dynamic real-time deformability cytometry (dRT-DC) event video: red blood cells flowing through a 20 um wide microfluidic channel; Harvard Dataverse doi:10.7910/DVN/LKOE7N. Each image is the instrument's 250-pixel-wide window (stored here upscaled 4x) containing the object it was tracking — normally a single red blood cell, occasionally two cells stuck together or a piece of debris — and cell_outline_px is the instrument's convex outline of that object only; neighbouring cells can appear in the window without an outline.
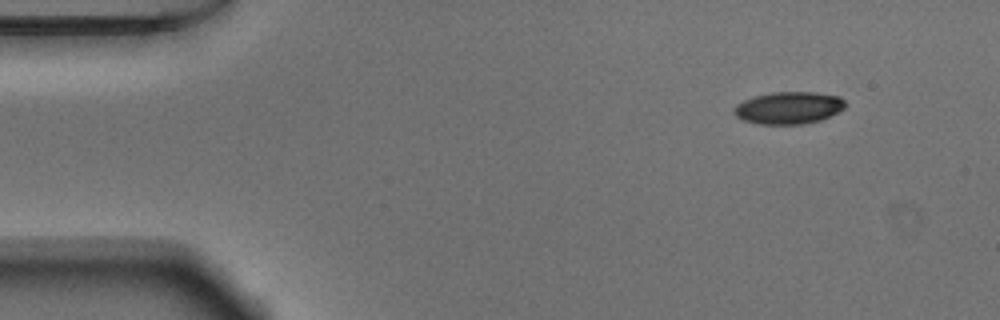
{"species": "Egyptian fruit bat (a non-hibernating species)", "species_latin": "Rousettus aegyptiacus", "temperature_condition": "warm", "stored_images_in_passage": 48, "camera_frame_rate_fps": 3000, "um_per_image_px": 0.085, "animal": {"sex": "male"}, "frame": {"image": 1, "passage_image": 1, "time_ms": 0.0, "image_size_px": [1000, 320], "cell_outline_px": [[844, 108], [820, 120], [804, 124], [756, 124], [744, 120], [736, 116], [736, 104], [752, 96], [772, 92], [812, 92], [840, 96], [844, 100]], "centroid_in_image_um": [67.02, 9.16], "position_along_channel_um": 18.0, "area_um2": 20.69}}
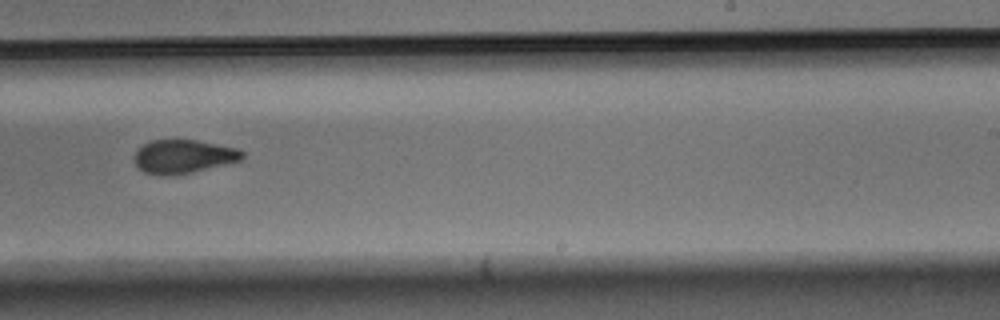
{"frame": {"image": 2, "passage_image": 28, "time_ms": 9.0, "image_size_px": [1000, 320], "cell_outline_px": [[244, 156], [240, 160], [192, 172], [164, 176], [160, 176], [144, 172], [136, 168], [132, 156], [136, 148], [152, 140], [196, 140], [236, 148], [244, 152]], "centroid_in_image_um": [15.49, 13.3], "position_along_channel_um": 273.5, "area_um2": 21.21}}
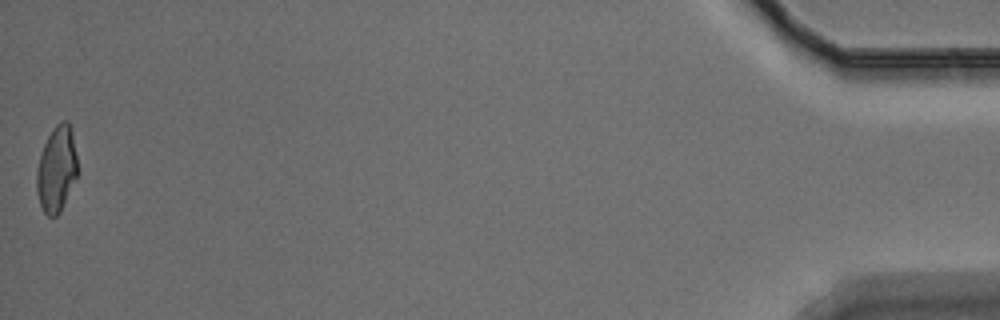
{"frame": {"image": 3, "passage_image": 48, "time_ms": 15.667, "image_size_px": [1000, 320], "cell_outline_px": [[80, 172], [60, 212], [56, 216], [48, 216], [44, 212], [40, 204], [36, 192], [36, 172], [40, 156], [44, 144], [48, 136], [56, 124], [64, 120], [68, 120], [72, 128]], "centroid_in_image_um": [4.85, 14.36], "position_along_channel_um": 430.4, "area_um2": 20.92}, "authors_computed_cell_mechanics": {"area_um2": 21.7906, "velocity_mm_per_s": 3.8206, "shape_relaxation_time_tau1_ms": 5.5181, "shape_relaxation_time_tau2_ms": 3.0607, "deformation_change_tau1": 0.1581, "deformation_change_tau2": 0.0849}}